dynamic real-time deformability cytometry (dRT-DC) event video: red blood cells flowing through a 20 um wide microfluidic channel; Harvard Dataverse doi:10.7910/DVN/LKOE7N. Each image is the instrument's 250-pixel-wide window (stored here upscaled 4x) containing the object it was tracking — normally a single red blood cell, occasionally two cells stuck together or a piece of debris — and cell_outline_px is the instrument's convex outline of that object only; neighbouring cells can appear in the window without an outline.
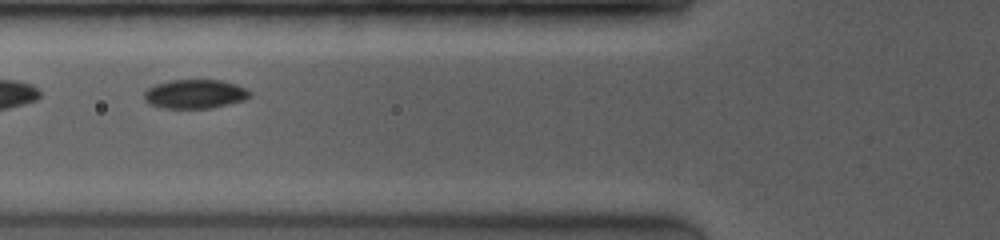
{"species": "common noctule bat (a hibernating species)", "species_latin": "Nyctalus noctula", "temperature_condition": "room temperature", "stored_images_in_passage": 42, "camera_frame_rate_fps": 4000, "um_per_image_px": 0.085, "animal": {"sex": "female", "body_mass_g": 19.0, "forearm_length_mm": 53.3}, "frame": {"image": 1, "passage_image": 7, "time_ms": 1.5, "image_size_px": [1000, 240], "cell_outline_px": [[252, 96], [244, 100], [212, 108], [160, 108], [148, 104], [144, 100], [144, 92], [148, 88], [156, 84], [172, 80], [220, 80], [244, 88], [252, 92]], "centroid_in_image_um": [16.54, 8.0], "position_along_channel_um": 109.3, "area_um2": 17.86}, "authors_computed_cell_mechanics": {"area_um2": 17.8602, "velocity_mm_per_s": 4.0796, "shape_relaxation_time_tau1_ms": 2.8798, "shape_relaxation_time_tau2_ms": null, "deformation_change_tau1": 0.0655, "deformation_change_tau2": null}}